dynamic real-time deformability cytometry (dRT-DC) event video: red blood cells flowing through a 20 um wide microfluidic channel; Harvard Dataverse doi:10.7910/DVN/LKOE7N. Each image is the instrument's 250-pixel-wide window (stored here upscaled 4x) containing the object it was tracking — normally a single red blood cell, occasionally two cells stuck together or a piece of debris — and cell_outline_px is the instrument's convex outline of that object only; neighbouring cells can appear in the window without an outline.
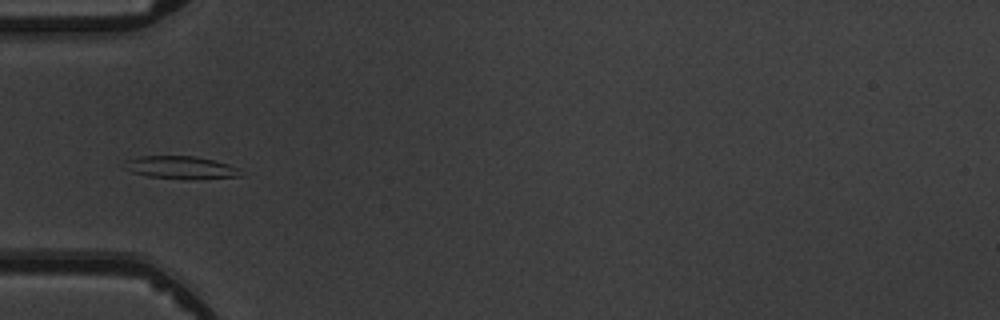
{"species": "common noctule bat (a hibernating species)", "species_latin": "Nyctalus noctula", "temperature_condition": "warm", "stored_images_in_passage": 7, "camera_frame_rate_fps": 3000, "um_per_image_px": 0.085, "animal": {"sex": "male", "body_mass_g": 19.5, "forearm_length_mm": 54.6}, "frame": {"image": 1, "passage_image": 4, "time_ms": 4.333, "image_size_px": [1000, 320], "cell_outline_px": [[244, 176], [188, 180], [184, 180], [148, 176], [132, 172], [128, 168], [128, 160], [140, 156], [196, 156], [228, 164], [236, 168]], "centroid_in_image_um": [15.44, 14.26], "position_along_channel_um": 69.6, "area_um2": 15.2}}
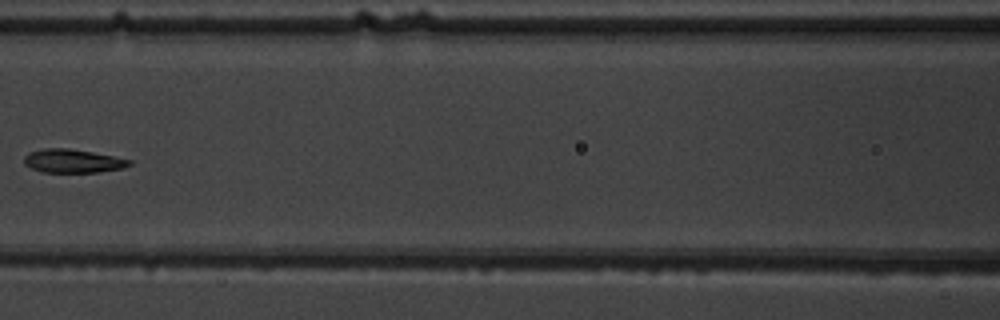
{"frame": {"image": 2, "passage_image": 6, "time_ms": 6.667, "image_size_px": [1000, 320], "cell_outline_px": [[132, 164], [120, 168], [96, 172], [44, 172], [32, 168], [24, 164], [24, 156], [32, 152], [44, 148], [68, 148], [92, 152], [132, 160]], "centroid_in_image_um": [6.17, 13.68], "position_along_channel_um": 160.4, "area_um2": 14.16}}
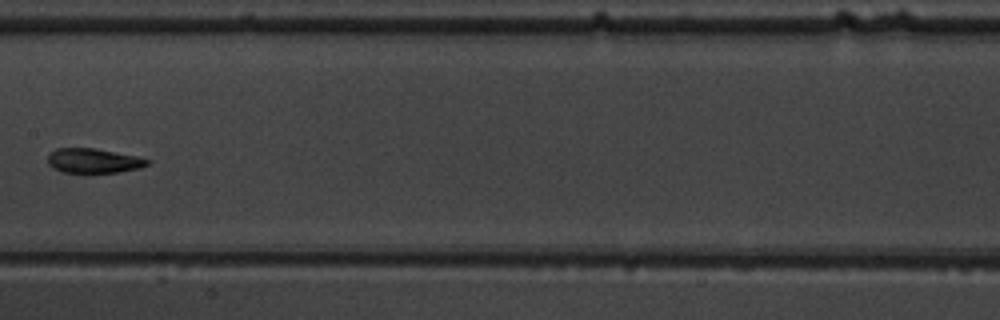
{"frame": {"image": 3, "passage_image": 7, "time_ms": 7.667, "image_size_px": [1000, 320], "cell_outline_px": [[152, 160], [148, 164], [140, 168], [116, 172], [60, 172], [52, 168], [48, 164], [48, 152], [56, 148], [96, 148], [136, 156]], "centroid_in_image_um": [7.91, 13.65], "position_along_channel_um": 199.5, "area_um2": 14.33}}